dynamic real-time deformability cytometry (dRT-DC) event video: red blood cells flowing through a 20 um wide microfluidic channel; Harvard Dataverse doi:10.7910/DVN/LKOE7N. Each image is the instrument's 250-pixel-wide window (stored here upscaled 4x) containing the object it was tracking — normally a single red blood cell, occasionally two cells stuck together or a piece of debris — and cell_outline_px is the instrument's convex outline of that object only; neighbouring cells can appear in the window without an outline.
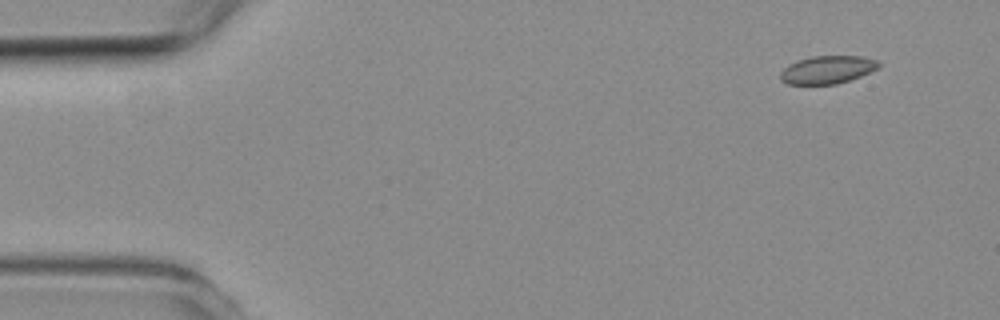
{"species": "common noctule bat (a hibernating species)", "species_latin": "Nyctalus noctula", "temperature_condition": "room temperature", "stored_images_in_passage": 5, "camera_frame_rate_fps": 3000, "um_per_image_px": 0.085, "animal": {"sex": "female", "body_mass_g": 19.3, "forearm_length_mm": 54.1}, "frame": {"image": 1, "passage_image": 1, "time_ms": 0.0, "image_size_px": [1000, 320], "cell_outline_px": [[880, 68], [860, 76], [836, 84], [788, 84], [780, 76], [780, 72], [788, 64], [812, 56], [860, 56], [880, 60]], "centroid_in_image_um": [70.38, 5.91], "position_along_channel_um": 14.6, "area_um2": 15.9}}
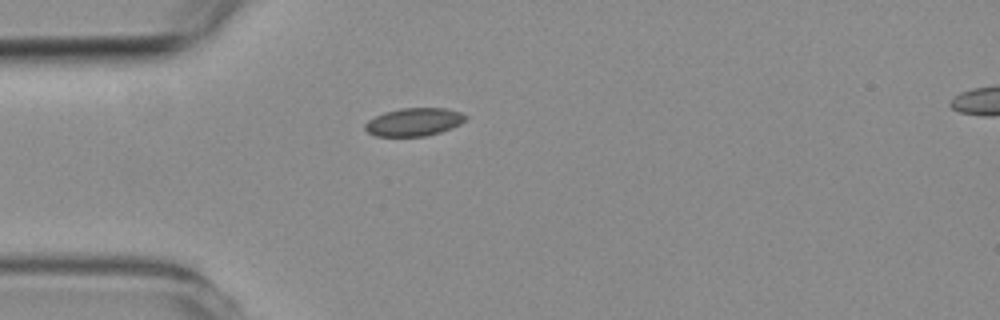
{"frame": {"image": 2, "passage_image": 4, "time_ms": 3.333, "image_size_px": [1000, 320], "cell_outline_px": [[468, 116], [460, 124], [452, 128], [440, 132], [424, 136], [376, 136], [368, 132], [364, 128], [364, 124], [368, 120], [384, 112], [400, 108], [444, 108], [460, 112]], "centroid_in_image_um": [35.18, 10.36], "position_along_channel_um": 49.8, "area_um2": 16.36}}